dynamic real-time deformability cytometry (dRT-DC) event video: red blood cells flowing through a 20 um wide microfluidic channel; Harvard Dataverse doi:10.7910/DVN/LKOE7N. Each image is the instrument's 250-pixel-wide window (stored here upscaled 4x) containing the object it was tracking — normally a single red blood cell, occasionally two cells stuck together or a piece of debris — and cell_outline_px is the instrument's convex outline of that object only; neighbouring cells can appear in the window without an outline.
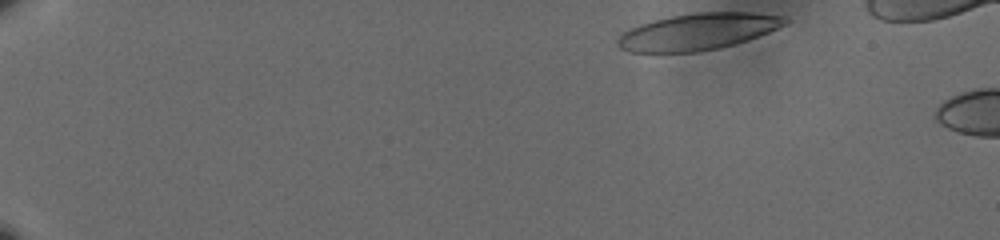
{"species": "human", "species_latin": "Homo sapiens", "temperature_condition": "cold", "stored_images_in_passage": 49, "camera_frame_rate_fps": 3000, "um_per_image_px": 0.085, "donor": {"sex": "male"}, "frame": {"image": 1, "passage_image": 1, "time_ms": 0.0, "image_size_px": [1000, 240], "cell_outline_px": [[788, 20], [784, 24], [768, 32], [720, 48], [700, 52], [628, 52], [620, 48], [616, 44], [620, 36], [624, 32], [640, 24], [672, 16], [696, 12], [752, 12], [784, 16]], "centroid_in_image_um": [59.29, 2.69], "position_along_channel_um": 25.7, "area_um2": 35.2}}
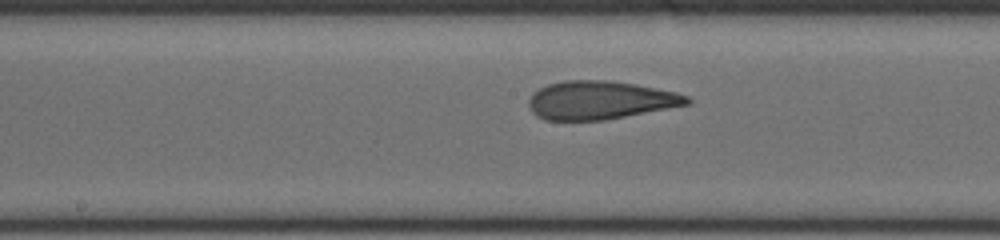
{"frame": {"image": 2, "passage_image": 26, "time_ms": 8.333, "image_size_px": [1000, 240], "cell_outline_px": [[692, 100], [688, 104], [604, 120], [544, 120], [536, 116], [532, 112], [528, 104], [528, 100], [532, 92], [548, 84], [564, 80], [604, 80], [636, 84], [676, 92], [688, 96]], "centroid_in_image_um": [50.96, 8.51], "position_along_channel_um": 197.2, "area_um2": 35.26}}
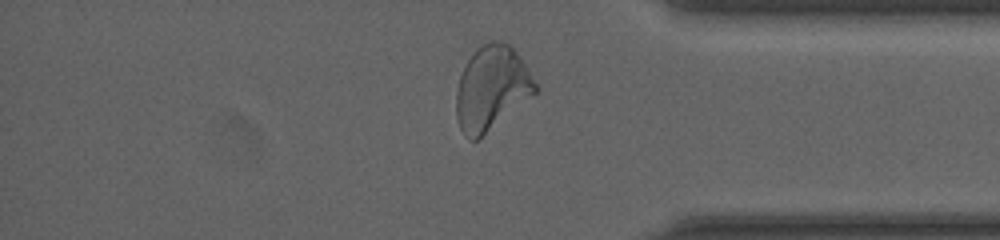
{"frame": {"image": 3, "passage_image": 43, "time_ms": 14.0, "image_size_px": [1000, 240], "cell_outline_px": [[540, 88], [536, 92], [476, 140], [468, 140], [464, 136], [460, 128], [456, 116], [456, 92], [460, 76], [468, 60], [476, 48], [480, 44], [492, 40], [500, 40], [508, 44], [520, 56]], "centroid_in_image_um": [41.77, 7.46], "position_along_channel_um": 393.4, "area_um2": 38.38}, "authors_computed_cell_mechanics": {"area_um2": 36.1828, "velocity_mm_per_s": 3.606, "shape_relaxation_time_tau1_ms": null, "shape_relaxation_time_tau2_ms": 1.3447, "deformation_change_tau1": null, "deformation_change_tau2": 0.0959}}